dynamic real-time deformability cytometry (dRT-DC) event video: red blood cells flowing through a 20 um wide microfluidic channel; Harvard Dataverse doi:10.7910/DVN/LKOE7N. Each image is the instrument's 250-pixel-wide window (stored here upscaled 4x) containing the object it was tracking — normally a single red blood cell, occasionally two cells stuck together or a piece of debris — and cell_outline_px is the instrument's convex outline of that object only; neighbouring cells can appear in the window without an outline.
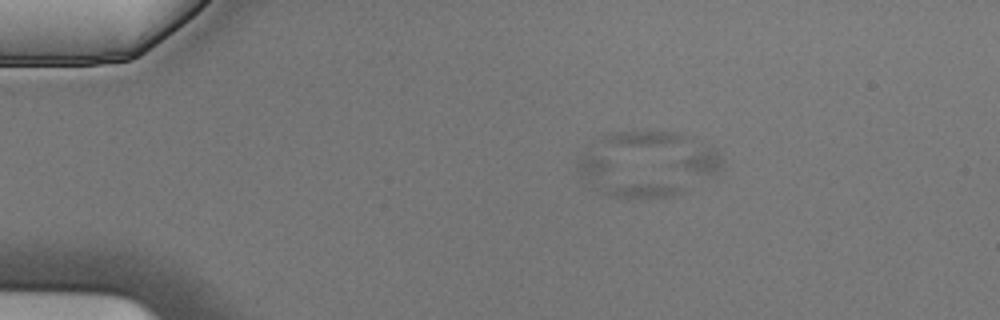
{"species": "Egyptian fruit bat (a non-hibernating species)", "species_latin": "Rousettus aegyptiacus", "temperature_condition": "cold", "stored_images_in_passage": 6, "camera_frame_rate_fps": 3000, "um_per_image_px": 0.085, "animal": {"sex": "male"}, "frame": {"image": 1, "passage_image": 3, "time_ms": 0.667, "image_size_px": [1000, 320], "cell_outline_px": [[684, 188], [680, 192], [672, 196], [628, 200], [612, 196], [588, 188], [580, 176], [576, 164], [576, 160], [584, 156], [600, 156]], "centroid_in_image_um": [52.88, 15.3], "position_along_channel_um": 32.1, "area_um2": 19.71}}